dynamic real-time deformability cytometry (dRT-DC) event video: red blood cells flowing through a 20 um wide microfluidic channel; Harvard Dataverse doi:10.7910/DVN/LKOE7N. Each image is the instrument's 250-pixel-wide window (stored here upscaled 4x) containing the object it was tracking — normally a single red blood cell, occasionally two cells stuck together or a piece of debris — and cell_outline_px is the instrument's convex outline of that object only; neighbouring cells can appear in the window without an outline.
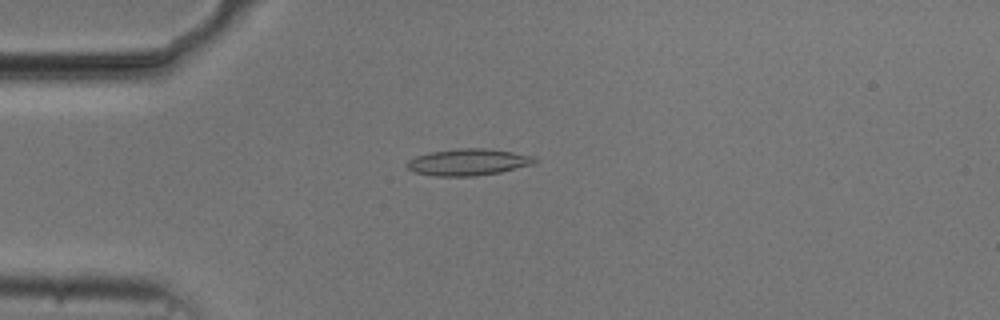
{"species": "common noctule bat (a hibernating species)", "species_latin": "Nyctalus noctula", "temperature_condition": "cold", "stored_images_in_passage": 45, "camera_frame_rate_fps": 3000, "um_per_image_px": 0.085, "animal": {"sex": "male", "body_mass_g": 20.5, "forearm_length_mm": 52.5}, "frame": {"image": 1, "passage_image": 5, "time_ms": 1.333, "image_size_px": [1000, 320], "cell_outline_px": [[536, 160], [532, 164], [500, 172], [476, 176], [432, 176], [416, 172], [408, 168], [404, 164], [408, 160], [416, 156], [428, 152], [460, 148], [484, 148], [512, 152], [536, 156]], "centroid_in_image_um": [39.76, 13.78], "position_along_channel_um": 45.2, "area_um2": 19.83}}
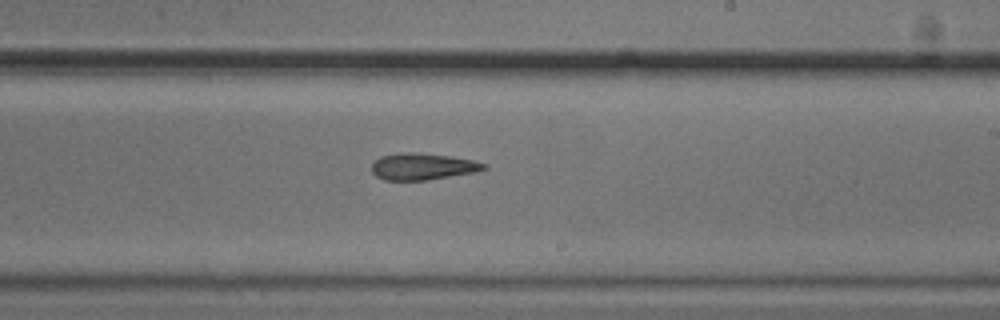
{"frame": {"image": 2, "passage_image": 23, "time_ms": 7.333, "image_size_px": [1000, 320], "cell_outline_px": [[488, 168], [476, 172], [428, 180], [384, 180], [376, 176], [372, 172], [372, 164], [380, 156], [400, 152], [412, 152], [448, 156], [472, 160], [484, 164]], "centroid_in_image_um": [35.89, 14.16], "position_along_channel_um": 253.1, "area_um2": 17.34}}
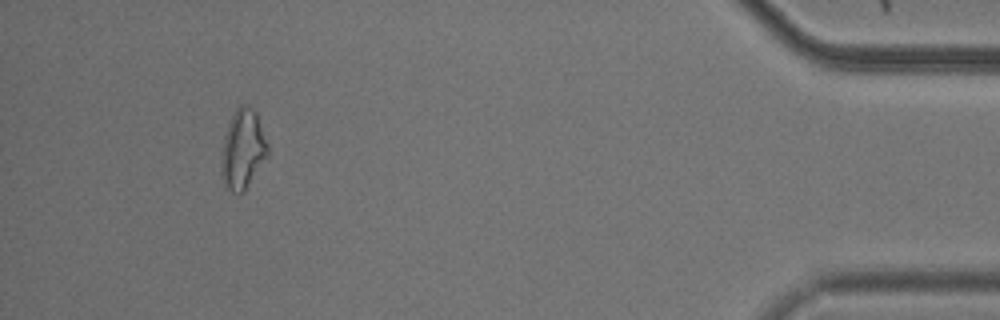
{"frame": {"image": 3, "passage_image": 41, "time_ms": 13.333, "image_size_px": [1000, 320], "cell_outline_px": [[268, 156], [244, 192], [232, 192], [224, 188], [220, 172], [220, 156], [224, 136], [228, 124], [236, 108], [240, 104], [248, 104], [256, 112], [268, 144]], "centroid_in_image_um": [20.61, 12.71], "position_along_channel_um": 414.6, "area_um2": 21.91}}